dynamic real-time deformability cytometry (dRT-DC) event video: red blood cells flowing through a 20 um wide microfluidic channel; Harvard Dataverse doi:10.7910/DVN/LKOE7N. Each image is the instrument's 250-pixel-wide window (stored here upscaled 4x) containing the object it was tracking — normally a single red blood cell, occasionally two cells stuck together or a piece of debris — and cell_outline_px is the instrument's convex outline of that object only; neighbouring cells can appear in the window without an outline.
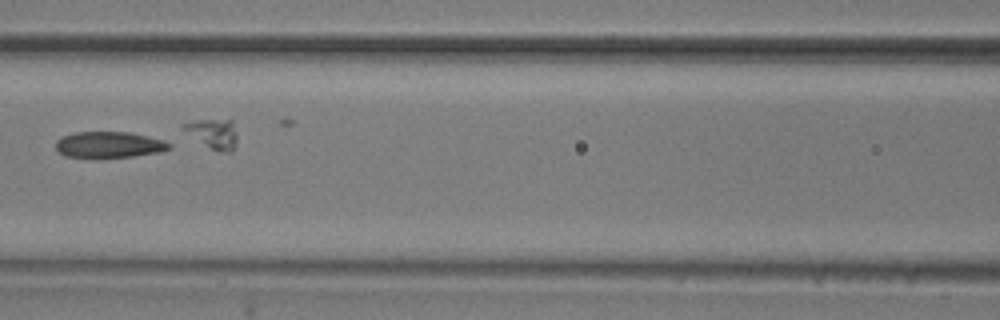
{"species": "common noctule bat (a hibernating species)", "species_latin": "Nyctalus noctula", "temperature_condition": "room temperature", "stored_images_in_passage": 9, "camera_frame_rate_fps": 3000, "um_per_image_px": 0.085, "animal": {"sex": "male", "body_mass_g": 20.5, "forearm_length_mm": 52.5}, "frame": {"image": 1, "passage_image": 7, "time_ms": 2.0, "image_size_px": [1000, 320], "cell_outline_px": [[172, 148], [160, 152], [132, 156], [64, 156], [56, 148], [56, 140], [64, 136], [76, 132], [132, 132], [164, 140], [172, 144]], "centroid_in_image_um": [9.34, 12.27], "position_along_channel_um": 157.3, "area_um2": 16.94}}